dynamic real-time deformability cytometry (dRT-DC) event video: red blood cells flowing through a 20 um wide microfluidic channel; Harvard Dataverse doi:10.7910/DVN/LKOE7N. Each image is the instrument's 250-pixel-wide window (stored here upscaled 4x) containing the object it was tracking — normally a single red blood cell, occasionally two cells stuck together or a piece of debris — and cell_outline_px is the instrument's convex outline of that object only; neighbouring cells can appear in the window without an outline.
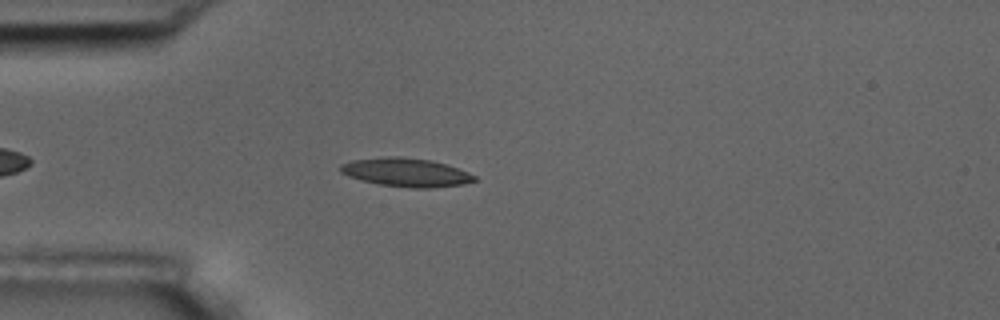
{"species": "common noctule bat (a hibernating species)", "species_latin": "Nyctalus noctula", "temperature_condition": "room temperature", "stored_images_in_passage": 7, "camera_frame_rate_fps": 3000, "um_per_image_px": 0.085, "animal": {"sex": "male", "body_mass_g": 17.5, "forearm_length_mm": 52.3}, "frame": {"image": 1, "passage_image": 7, "time_ms": 1669.333, "image_size_px": [1000, 320], "cell_outline_px": [[476, 180], [464, 184], [432, 188], [412, 188], [380, 184], [348, 176], [340, 172], [340, 164], [352, 160], [388, 156], [400, 156], [432, 160], [468, 172], [476, 176]], "centroid_in_image_um": [34.51, 14.64], "position_along_channel_um": 50.5, "area_um2": 22.2}}